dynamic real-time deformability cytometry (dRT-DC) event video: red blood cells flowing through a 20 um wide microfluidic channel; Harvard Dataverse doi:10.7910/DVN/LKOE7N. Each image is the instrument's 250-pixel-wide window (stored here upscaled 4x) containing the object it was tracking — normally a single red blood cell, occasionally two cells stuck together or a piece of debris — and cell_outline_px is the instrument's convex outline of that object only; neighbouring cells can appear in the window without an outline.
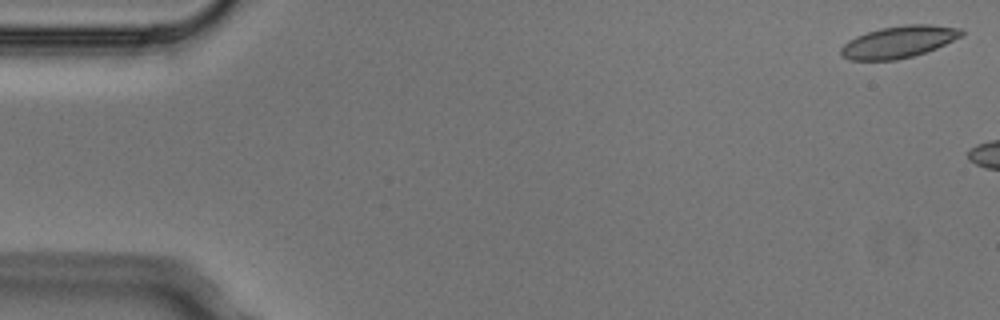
{"species": "Egyptian fruit bat (a non-hibernating species)", "species_latin": "Rousettus aegyptiacus", "temperature_condition": "cold", "stored_images_in_passage": 2, "camera_frame_rate_fps": 3000, "um_per_image_px": 0.085, "animal": {"sex": "male"}, "frame": {"image": 1, "passage_image": 1, "time_ms": 0.0, "image_size_px": [1000, 320], "cell_outline_px": [[964, 36], [936, 48], [912, 56], [896, 60], [848, 60], [840, 56], [840, 48], [848, 40], [856, 36], [880, 28], [904, 24], [932, 24], [960, 28], [964, 32]], "centroid_in_image_um": [76.39, 3.55], "position_along_channel_um": 8.6, "area_um2": 22.6}}